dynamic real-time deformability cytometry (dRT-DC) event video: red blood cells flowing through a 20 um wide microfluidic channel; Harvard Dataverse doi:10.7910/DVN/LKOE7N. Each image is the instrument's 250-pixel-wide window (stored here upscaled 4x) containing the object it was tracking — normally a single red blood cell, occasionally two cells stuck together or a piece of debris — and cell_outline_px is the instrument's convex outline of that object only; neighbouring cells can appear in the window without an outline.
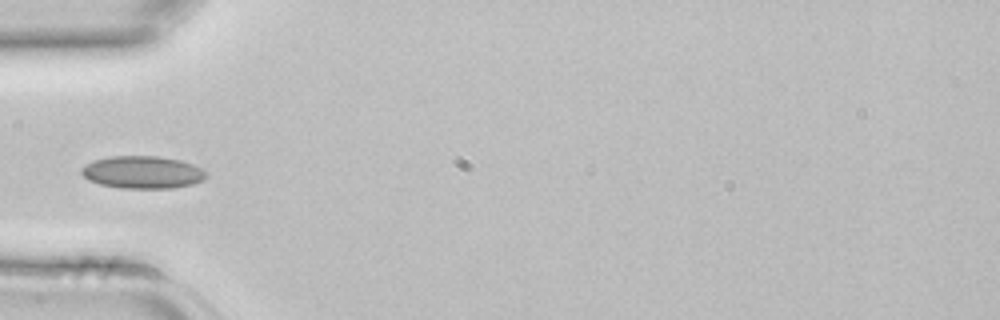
{"species": "common noctule bat (a hibernating species)", "species_latin": "Nyctalus noctula", "temperature_condition": "room temperature", "stored_images_in_passage": 4, "camera_frame_rate_fps": 3000, "um_per_image_px": 0.085, "animal": {"sex": "female", "body_mass_g": 22.7, "forearm_length_mm": 54.2}, "frame": {"image": 1, "passage_image": 4, "time_ms": 1.0, "image_size_px": [1000, 320], "cell_outline_px": [[208, 176], [204, 180], [192, 184], [172, 188], [120, 188], [100, 184], [88, 180], [80, 172], [80, 168], [96, 160], [108, 156], [160, 156], [180, 160], [192, 164], [200, 168]], "centroid_in_image_um": [12.11, 14.64], "position_along_channel_um": 72.9, "area_um2": 23.58}}